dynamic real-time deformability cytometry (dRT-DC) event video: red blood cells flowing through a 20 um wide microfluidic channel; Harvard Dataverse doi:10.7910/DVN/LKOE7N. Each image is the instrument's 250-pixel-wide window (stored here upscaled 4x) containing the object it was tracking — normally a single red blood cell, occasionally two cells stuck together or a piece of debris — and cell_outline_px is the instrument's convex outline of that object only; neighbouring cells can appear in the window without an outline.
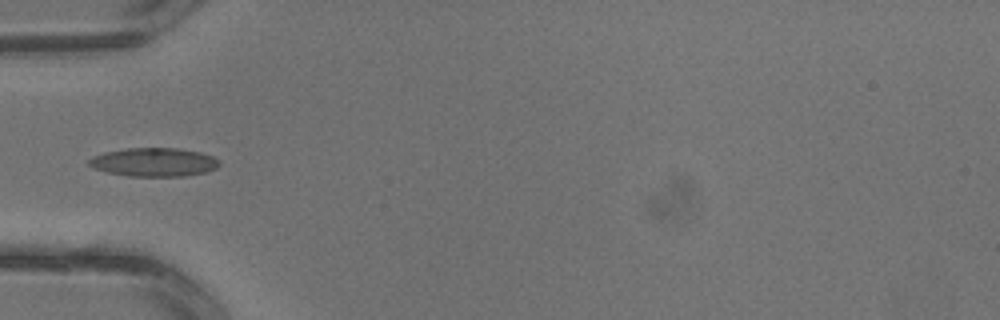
{"species": "common noctule bat (a hibernating species)", "species_latin": "Nyctalus noctula", "temperature_condition": "warm", "stored_images_in_passage": 3, "camera_frame_rate_fps": 3000, "um_per_image_px": 0.085, "animal": {"sex": "male", "body_mass_g": 13.3}, "frame": {"image": 1, "passage_image": 3, "time_ms": 0.667, "image_size_px": [1000, 320], "cell_outline_px": [[220, 164], [216, 168], [208, 172], [184, 176], [128, 176], [108, 172], [96, 168], [88, 164], [88, 160], [92, 156], [104, 152], [128, 148], [176, 148], [200, 152], [212, 156], [220, 160]], "centroid_in_image_um": [13.11, 13.78], "position_along_channel_um": 71.9, "area_um2": 21.73}}